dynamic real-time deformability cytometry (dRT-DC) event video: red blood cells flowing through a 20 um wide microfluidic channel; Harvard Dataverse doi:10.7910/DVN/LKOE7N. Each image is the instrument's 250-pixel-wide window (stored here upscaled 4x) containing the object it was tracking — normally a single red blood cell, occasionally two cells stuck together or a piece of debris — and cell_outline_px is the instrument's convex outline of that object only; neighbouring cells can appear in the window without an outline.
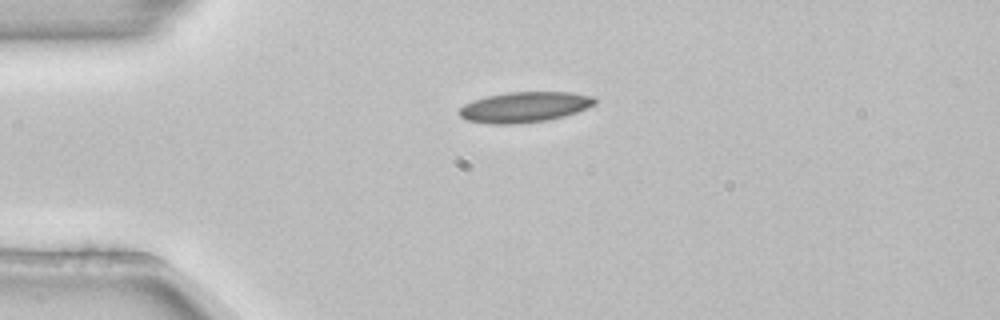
{"species": "common noctule bat (a hibernating species)", "species_latin": "Nyctalus noctula", "temperature_condition": "room temperature", "stored_images_in_passage": 4, "camera_frame_rate_fps": 3000, "um_per_image_px": 0.085, "animal": {"sex": "female", "body_mass_g": 22.7, "forearm_length_mm": 54.2}, "frame": {"image": 1, "passage_image": 1, "time_ms": 0.0, "image_size_px": [1000, 320], "cell_outline_px": [[596, 104], [588, 108], [564, 116], [548, 120], [516, 124], [488, 124], [464, 120], [456, 112], [464, 104], [472, 100], [484, 96], [508, 92], [568, 92], [596, 96]], "centroid_in_image_um": [44.55, 9.1], "position_along_channel_um": 40.4, "area_um2": 24.51}}